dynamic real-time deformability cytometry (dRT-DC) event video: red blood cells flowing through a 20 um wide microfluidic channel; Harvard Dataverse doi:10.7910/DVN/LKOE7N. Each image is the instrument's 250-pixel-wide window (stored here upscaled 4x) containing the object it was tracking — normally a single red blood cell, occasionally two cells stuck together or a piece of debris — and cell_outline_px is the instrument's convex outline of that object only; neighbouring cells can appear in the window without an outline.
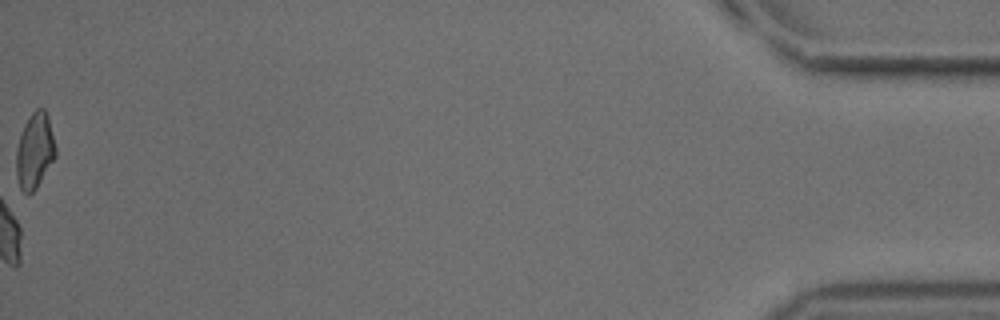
{"species": "common noctule bat (a hibernating species)", "species_latin": "Nyctalus noctula", "temperature_condition": "cold", "stored_images_in_passage": 55, "camera_frame_rate_fps": 3000, "um_per_image_px": 0.085, "animal": {"sex": "male", "body_mass_g": 18.8}, "frame": {"image": 1, "passage_image": 55, "time_ms": 18.0, "image_size_px": [1000, 320], "cell_outline_px": [[56, 156], [36, 188], [28, 196], [20, 188], [16, 176], [16, 148], [24, 124], [32, 112], [36, 108], [44, 108], [48, 116], [56, 148]], "centroid_in_image_um": [2.94, 12.82], "position_along_channel_um": 432.3, "area_um2": 17.34}, "authors_computed_cell_mechanics": {"area_um2": 20.4612, "velocity_mm_per_s": 3.7897, "shape_relaxation_time_tau1_ms": 5.0375, "shape_relaxation_time_tau2_ms": 1.7117, "deformation_change_tau1": 0.0809, "deformation_change_tau2": 0.0648}}